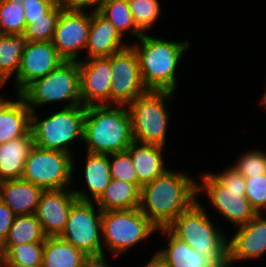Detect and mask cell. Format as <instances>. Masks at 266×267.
Masks as SVG:
<instances>
[{"label": "cell", "mask_w": 266, "mask_h": 267, "mask_svg": "<svg viewBox=\"0 0 266 267\" xmlns=\"http://www.w3.org/2000/svg\"><path fill=\"white\" fill-rule=\"evenodd\" d=\"M197 201V181L186 171L168 169L141 187L139 209L159 229L167 228Z\"/></svg>", "instance_id": "6da1fadb"}, {"label": "cell", "mask_w": 266, "mask_h": 267, "mask_svg": "<svg viewBox=\"0 0 266 267\" xmlns=\"http://www.w3.org/2000/svg\"><path fill=\"white\" fill-rule=\"evenodd\" d=\"M190 42L188 39L169 41L145 33L130 43L138 55L142 81L147 90L176 92L179 84L176 70L181 57L192 46Z\"/></svg>", "instance_id": "7a4b0ae2"}, {"label": "cell", "mask_w": 266, "mask_h": 267, "mask_svg": "<svg viewBox=\"0 0 266 267\" xmlns=\"http://www.w3.org/2000/svg\"><path fill=\"white\" fill-rule=\"evenodd\" d=\"M86 151L99 154L124 152L132 144L131 119L124 105L86 107L83 141Z\"/></svg>", "instance_id": "3957f363"}, {"label": "cell", "mask_w": 266, "mask_h": 267, "mask_svg": "<svg viewBox=\"0 0 266 267\" xmlns=\"http://www.w3.org/2000/svg\"><path fill=\"white\" fill-rule=\"evenodd\" d=\"M173 95L171 91L148 90L127 105L133 141L165 147Z\"/></svg>", "instance_id": "277c9868"}, {"label": "cell", "mask_w": 266, "mask_h": 267, "mask_svg": "<svg viewBox=\"0 0 266 267\" xmlns=\"http://www.w3.org/2000/svg\"><path fill=\"white\" fill-rule=\"evenodd\" d=\"M32 111L31 133L34 145L47 150L62 151L74 157L75 150L70 147L75 140L83 141V123L86 107L76 105L69 108H61L58 111L43 116ZM39 115V116H38ZM72 150V151H71Z\"/></svg>", "instance_id": "5b68a950"}, {"label": "cell", "mask_w": 266, "mask_h": 267, "mask_svg": "<svg viewBox=\"0 0 266 267\" xmlns=\"http://www.w3.org/2000/svg\"><path fill=\"white\" fill-rule=\"evenodd\" d=\"M20 95L31 111L49 103L66 102L63 108L82 105L78 61H63L46 76L34 80Z\"/></svg>", "instance_id": "8992f818"}, {"label": "cell", "mask_w": 266, "mask_h": 267, "mask_svg": "<svg viewBox=\"0 0 266 267\" xmlns=\"http://www.w3.org/2000/svg\"><path fill=\"white\" fill-rule=\"evenodd\" d=\"M209 216L197 197L167 228L200 254L228 255V237Z\"/></svg>", "instance_id": "52a82bcc"}, {"label": "cell", "mask_w": 266, "mask_h": 267, "mask_svg": "<svg viewBox=\"0 0 266 267\" xmlns=\"http://www.w3.org/2000/svg\"><path fill=\"white\" fill-rule=\"evenodd\" d=\"M157 230L139 208L102 211L103 255L108 252L117 258L135 244L147 241L150 236L152 238Z\"/></svg>", "instance_id": "ba28073f"}, {"label": "cell", "mask_w": 266, "mask_h": 267, "mask_svg": "<svg viewBox=\"0 0 266 267\" xmlns=\"http://www.w3.org/2000/svg\"><path fill=\"white\" fill-rule=\"evenodd\" d=\"M71 154L33 146L24 164L22 179L43 190H60L75 185L76 169ZM75 162V163H74Z\"/></svg>", "instance_id": "9c48e42d"}, {"label": "cell", "mask_w": 266, "mask_h": 267, "mask_svg": "<svg viewBox=\"0 0 266 267\" xmlns=\"http://www.w3.org/2000/svg\"><path fill=\"white\" fill-rule=\"evenodd\" d=\"M102 210L95 202L77 200L68 214L63 240L82 250L89 257L103 255Z\"/></svg>", "instance_id": "30bf717a"}, {"label": "cell", "mask_w": 266, "mask_h": 267, "mask_svg": "<svg viewBox=\"0 0 266 267\" xmlns=\"http://www.w3.org/2000/svg\"><path fill=\"white\" fill-rule=\"evenodd\" d=\"M200 175V180L197 181V197L204 194L211 209L216 210L215 212L232 226L247 224L258 214L245 197L246 191L228 190L210 174V171Z\"/></svg>", "instance_id": "8fae6325"}, {"label": "cell", "mask_w": 266, "mask_h": 267, "mask_svg": "<svg viewBox=\"0 0 266 267\" xmlns=\"http://www.w3.org/2000/svg\"><path fill=\"white\" fill-rule=\"evenodd\" d=\"M111 68L110 105L127 106L148 91L142 81L138 55L131 45L111 55Z\"/></svg>", "instance_id": "7c38bea8"}, {"label": "cell", "mask_w": 266, "mask_h": 267, "mask_svg": "<svg viewBox=\"0 0 266 267\" xmlns=\"http://www.w3.org/2000/svg\"><path fill=\"white\" fill-rule=\"evenodd\" d=\"M91 22V11L62 9L56 22L52 44L64 61H80L85 51Z\"/></svg>", "instance_id": "4fadbf2b"}, {"label": "cell", "mask_w": 266, "mask_h": 267, "mask_svg": "<svg viewBox=\"0 0 266 267\" xmlns=\"http://www.w3.org/2000/svg\"><path fill=\"white\" fill-rule=\"evenodd\" d=\"M64 60L52 41H27L21 56L19 72L14 78L15 94H20L34 80L55 70Z\"/></svg>", "instance_id": "5bb4252c"}, {"label": "cell", "mask_w": 266, "mask_h": 267, "mask_svg": "<svg viewBox=\"0 0 266 267\" xmlns=\"http://www.w3.org/2000/svg\"><path fill=\"white\" fill-rule=\"evenodd\" d=\"M80 97L85 107L110 105L112 68L110 57L83 58L78 61Z\"/></svg>", "instance_id": "9a60e30c"}, {"label": "cell", "mask_w": 266, "mask_h": 267, "mask_svg": "<svg viewBox=\"0 0 266 267\" xmlns=\"http://www.w3.org/2000/svg\"><path fill=\"white\" fill-rule=\"evenodd\" d=\"M228 238L227 267L242 261H252L266 255V216L258 213L247 224L235 228Z\"/></svg>", "instance_id": "2e32d148"}, {"label": "cell", "mask_w": 266, "mask_h": 267, "mask_svg": "<svg viewBox=\"0 0 266 267\" xmlns=\"http://www.w3.org/2000/svg\"><path fill=\"white\" fill-rule=\"evenodd\" d=\"M157 233L167 237V247L154 254L165 267H227L228 255L200 254L168 228H159Z\"/></svg>", "instance_id": "e0dca14e"}, {"label": "cell", "mask_w": 266, "mask_h": 267, "mask_svg": "<svg viewBox=\"0 0 266 267\" xmlns=\"http://www.w3.org/2000/svg\"><path fill=\"white\" fill-rule=\"evenodd\" d=\"M77 201L72 187L60 190H44L35 216L41 223L46 237H57L63 232L71 206Z\"/></svg>", "instance_id": "ac0fdd59"}, {"label": "cell", "mask_w": 266, "mask_h": 267, "mask_svg": "<svg viewBox=\"0 0 266 267\" xmlns=\"http://www.w3.org/2000/svg\"><path fill=\"white\" fill-rule=\"evenodd\" d=\"M123 38L109 20L99 12H91L84 58L110 57L130 45L129 42L125 43Z\"/></svg>", "instance_id": "d6986e66"}, {"label": "cell", "mask_w": 266, "mask_h": 267, "mask_svg": "<svg viewBox=\"0 0 266 267\" xmlns=\"http://www.w3.org/2000/svg\"><path fill=\"white\" fill-rule=\"evenodd\" d=\"M15 99L0 100V144L31 132V109L20 94Z\"/></svg>", "instance_id": "ffe728a7"}, {"label": "cell", "mask_w": 266, "mask_h": 267, "mask_svg": "<svg viewBox=\"0 0 266 267\" xmlns=\"http://www.w3.org/2000/svg\"><path fill=\"white\" fill-rule=\"evenodd\" d=\"M86 161L84 162V184L85 189L73 188L72 190L80 201L95 202L111 181L110 163L107 154L85 152Z\"/></svg>", "instance_id": "44dd1931"}, {"label": "cell", "mask_w": 266, "mask_h": 267, "mask_svg": "<svg viewBox=\"0 0 266 267\" xmlns=\"http://www.w3.org/2000/svg\"><path fill=\"white\" fill-rule=\"evenodd\" d=\"M165 147L152 144H144L133 141L127 148L130 154L138 178V187L141 189L147 183L163 175L169 167L164 166Z\"/></svg>", "instance_id": "7402d4cb"}, {"label": "cell", "mask_w": 266, "mask_h": 267, "mask_svg": "<svg viewBox=\"0 0 266 267\" xmlns=\"http://www.w3.org/2000/svg\"><path fill=\"white\" fill-rule=\"evenodd\" d=\"M44 190L25 180H6L0 185V199L16 216L35 214Z\"/></svg>", "instance_id": "603a6c76"}, {"label": "cell", "mask_w": 266, "mask_h": 267, "mask_svg": "<svg viewBox=\"0 0 266 267\" xmlns=\"http://www.w3.org/2000/svg\"><path fill=\"white\" fill-rule=\"evenodd\" d=\"M34 146L33 135L12 139L0 144V180L21 179L24 164L31 148Z\"/></svg>", "instance_id": "cb8c5ba5"}, {"label": "cell", "mask_w": 266, "mask_h": 267, "mask_svg": "<svg viewBox=\"0 0 266 267\" xmlns=\"http://www.w3.org/2000/svg\"><path fill=\"white\" fill-rule=\"evenodd\" d=\"M141 189L134 183L111 179L95 204L102 211L139 208Z\"/></svg>", "instance_id": "d4e9b609"}, {"label": "cell", "mask_w": 266, "mask_h": 267, "mask_svg": "<svg viewBox=\"0 0 266 267\" xmlns=\"http://www.w3.org/2000/svg\"><path fill=\"white\" fill-rule=\"evenodd\" d=\"M88 257L82 250L59 236L46 237L43 246L42 267H83Z\"/></svg>", "instance_id": "484cf974"}, {"label": "cell", "mask_w": 266, "mask_h": 267, "mask_svg": "<svg viewBox=\"0 0 266 267\" xmlns=\"http://www.w3.org/2000/svg\"><path fill=\"white\" fill-rule=\"evenodd\" d=\"M26 42L24 35L0 34V88L17 76Z\"/></svg>", "instance_id": "4316f807"}, {"label": "cell", "mask_w": 266, "mask_h": 267, "mask_svg": "<svg viewBox=\"0 0 266 267\" xmlns=\"http://www.w3.org/2000/svg\"><path fill=\"white\" fill-rule=\"evenodd\" d=\"M46 236L35 214L16 216L1 244L3 254L13 245L44 242Z\"/></svg>", "instance_id": "83f0119b"}, {"label": "cell", "mask_w": 266, "mask_h": 267, "mask_svg": "<svg viewBox=\"0 0 266 267\" xmlns=\"http://www.w3.org/2000/svg\"><path fill=\"white\" fill-rule=\"evenodd\" d=\"M98 12L109 20L123 37L127 32L133 39L143 35L136 28L128 0H105Z\"/></svg>", "instance_id": "f1b7e54d"}, {"label": "cell", "mask_w": 266, "mask_h": 267, "mask_svg": "<svg viewBox=\"0 0 266 267\" xmlns=\"http://www.w3.org/2000/svg\"><path fill=\"white\" fill-rule=\"evenodd\" d=\"M63 8L57 2L46 14L45 18L25 19L24 37L27 41H52L59 14Z\"/></svg>", "instance_id": "f546056e"}, {"label": "cell", "mask_w": 266, "mask_h": 267, "mask_svg": "<svg viewBox=\"0 0 266 267\" xmlns=\"http://www.w3.org/2000/svg\"><path fill=\"white\" fill-rule=\"evenodd\" d=\"M26 20L21 4L0 0V34L24 35Z\"/></svg>", "instance_id": "4dcf8cb0"}, {"label": "cell", "mask_w": 266, "mask_h": 267, "mask_svg": "<svg viewBox=\"0 0 266 267\" xmlns=\"http://www.w3.org/2000/svg\"><path fill=\"white\" fill-rule=\"evenodd\" d=\"M129 9L132 13L136 28L145 34L161 16L159 0H128Z\"/></svg>", "instance_id": "1f68e13d"}, {"label": "cell", "mask_w": 266, "mask_h": 267, "mask_svg": "<svg viewBox=\"0 0 266 267\" xmlns=\"http://www.w3.org/2000/svg\"><path fill=\"white\" fill-rule=\"evenodd\" d=\"M43 246L44 242L13 245L4 253L3 260L23 266H42Z\"/></svg>", "instance_id": "d6a6232c"}, {"label": "cell", "mask_w": 266, "mask_h": 267, "mask_svg": "<svg viewBox=\"0 0 266 267\" xmlns=\"http://www.w3.org/2000/svg\"><path fill=\"white\" fill-rule=\"evenodd\" d=\"M233 167L245 178L266 173V152L250 149L236 158Z\"/></svg>", "instance_id": "836d02e7"}, {"label": "cell", "mask_w": 266, "mask_h": 267, "mask_svg": "<svg viewBox=\"0 0 266 267\" xmlns=\"http://www.w3.org/2000/svg\"><path fill=\"white\" fill-rule=\"evenodd\" d=\"M111 179H119L138 186L137 173L127 151L108 154Z\"/></svg>", "instance_id": "e575fe53"}, {"label": "cell", "mask_w": 266, "mask_h": 267, "mask_svg": "<svg viewBox=\"0 0 266 267\" xmlns=\"http://www.w3.org/2000/svg\"><path fill=\"white\" fill-rule=\"evenodd\" d=\"M245 197L257 213L266 212V173L245 178Z\"/></svg>", "instance_id": "d590c367"}, {"label": "cell", "mask_w": 266, "mask_h": 267, "mask_svg": "<svg viewBox=\"0 0 266 267\" xmlns=\"http://www.w3.org/2000/svg\"><path fill=\"white\" fill-rule=\"evenodd\" d=\"M222 172L214 173L210 172V174L225 188L228 190L234 191H246L245 186V177L240 174L233 165L229 167L223 168Z\"/></svg>", "instance_id": "8d00e7d4"}, {"label": "cell", "mask_w": 266, "mask_h": 267, "mask_svg": "<svg viewBox=\"0 0 266 267\" xmlns=\"http://www.w3.org/2000/svg\"><path fill=\"white\" fill-rule=\"evenodd\" d=\"M58 2V0H24L25 19L45 18V14Z\"/></svg>", "instance_id": "74e56055"}, {"label": "cell", "mask_w": 266, "mask_h": 267, "mask_svg": "<svg viewBox=\"0 0 266 267\" xmlns=\"http://www.w3.org/2000/svg\"><path fill=\"white\" fill-rule=\"evenodd\" d=\"M105 0H58L60 6L70 11L98 12ZM93 9V10H92Z\"/></svg>", "instance_id": "f35d334b"}, {"label": "cell", "mask_w": 266, "mask_h": 267, "mask_svg": "<svg viewBox=\"0 0 266 267\" xmlns=\"http://www.w3.org/2000/svg\"><path fill=\"white\" fill-rule=\"evenodd\" d=\"M15 217L10 207L0 199V245L6 239Z\"/></svg>", "instance_id": "ab89813d"}, {"label": "cell", "mask_w": 266, "mask_h": 267, "mask_svg": "<svg viewBox=\"0 0 266 267\" xmlns=\"http://www.w3.org/2000/svg\"><path fill=\"white\" fill-rule=\"evenodd\" d=\"M106 256L107 255L88 257L83 267H112Z\"/></svg>", "instance_id": "60d3db41"}, {"label": "cell", "mask_w": 266, "mask_h": 267, "mask_svg": "<svg viewBox=\"0 0 266 267\" xmlns=\"http://www.w3.org/2000/svg\"><path fill=\"white\" fill-rule=\"evenodd\" d=\"M144 267H165L157 258L155 255L152 256V258L147 261Z\"/></svg>", "instance_id": "b9f144b4"}, {"label": "cell", "mask_w": 266, "mask_h": 267, "mask_svg": "<svg viewBox=\"0 0 266 267\" xmlns=\"http://www.w3.org/2000/svg\"><path fill=\"white\" fill-rule=\"evenodd\" d=\"M2 267H31V266H23L20 264L11 263L8 260H3ZM42 267V266H39Z\"/></svg>", "instance_id": "7bdbcfd3"}, {"label": "cell", "mask_w": 266, "mask_h": 267, "mask_svg": "<svg viewBox=\"0 0 266 267\" xmlns=\"http://www.w3.org/2000/svg\"><path fill=\"white\" fill-rule=\"evenodd\" d=\"M260 101H261L260 102L261 107H263L265 112H266V86H265V90H264L263 94L261 95Z\"/></svg>", "instance_id": "ee69618b"}, {"label": "cell", "mask_w": 266, "mask_h": 267, "mask_svg": "<svg viewBox=\"0 0 266 267\" xmlns=\"http://www.w3.org/2000/svg\"><path fill=\"white\" fill-rule=\"evenodd\" d=\"M3 258H4V254H3L2 247L0 245V267H2Z\"/></svg>", "instance_id": "f6af8a7d"}, {"label": "cell", "mask_w": 266, "mask_h": 267, "mask_svg": "<svg viewBox=\"0 0 266 267\" xmlns=\"http://www.w3.org/2000/svg\"><path fill=\"white\" fill-rule=\"evenodd\" d=\"M10 2L12 3H18V4H21L24 0H9Z\"/></svg>", "instance_id": "bcb514c9"}]
</instances>
